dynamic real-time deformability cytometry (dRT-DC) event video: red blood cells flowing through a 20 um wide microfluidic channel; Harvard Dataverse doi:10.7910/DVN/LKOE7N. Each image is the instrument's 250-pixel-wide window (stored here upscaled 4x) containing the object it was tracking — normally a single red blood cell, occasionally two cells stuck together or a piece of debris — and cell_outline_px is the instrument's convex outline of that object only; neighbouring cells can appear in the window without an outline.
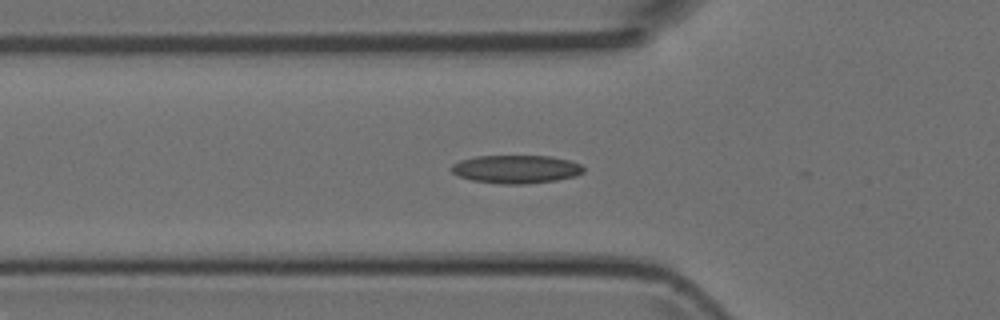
{"species": "Egyptian fruit bat (a non-hibernating species)", "species_latin": "Rousettus aegyptiacus", "temperature_condition": "room temperature", "stored_images_in_passage": 30, "camera_frame_rate_fps": 3000, "um_per_image_px": 0.085, "animal": {"sex": "female"}, "frame": {"image": 1, "passage_image": 3, "time_ms": 0.667, "image_size_px": [1000, 320], "cell_outline_px": [[584, 172], [576, 176], [556, 180], [524, 184], [500, 184], [472, 180], [460, 176], [452, 172], [448, 168], [452, 164], [460, 160], [476, 156], [552, 156], [568, 160], [580, 164], [584, 168]], "centroid_in_image_um": [43.85, 14.38], "position_along_channel_um": 81.9, "area_um2": 21.79}}
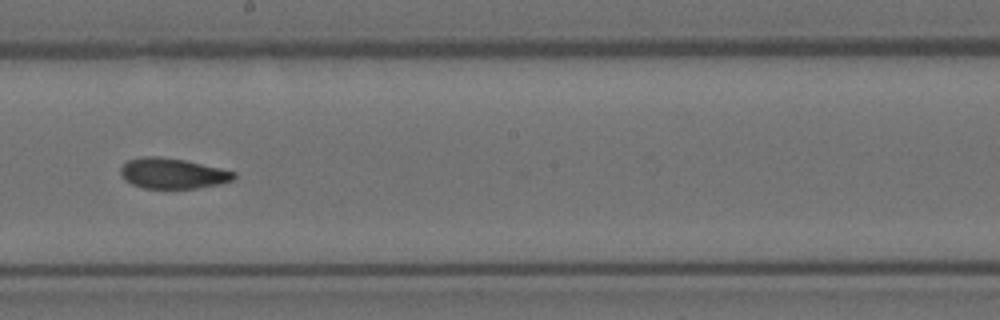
{"frame": {"image": 2, "passage_image": 14, "time_ms": 4.333, "image_size_px": [1000, 320], "cell_outline_px": [[236, 176], [232, 180], [220, 184], [196, 188], [144, 188], [132, 184], [124, 180], [120, 172], [120, 168], [128, 160], [144, 156], [156, 156], [184, 160], [220, 168], [236, 172]], "centroid_in_image_um": [14.66, 14.74], "position_along_channel_um": 233.5, "area_um2": 20.0}}
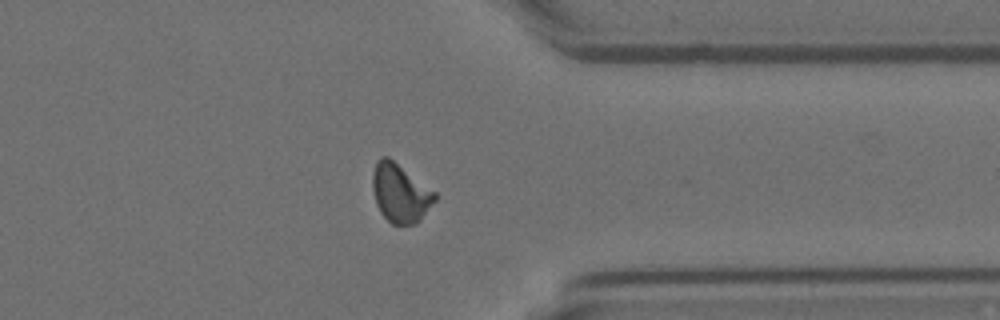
{"frame": {"image": 3, "passage_image": 25, "time_ms": 8.0, "image_size_px": [1000, 320], "cell_outline_px": [[436, 200], [420, 220], [416, 224], [392, 224], [380, 212], [376, 204], [372, 188], [372, 172], [376, 160], [380, 156], [388, 156], [436, 192]], "centroid_in_image_um": [34.0, 16.39], "position_along_channel_um": 377.4, "area_um2": 21.39}}